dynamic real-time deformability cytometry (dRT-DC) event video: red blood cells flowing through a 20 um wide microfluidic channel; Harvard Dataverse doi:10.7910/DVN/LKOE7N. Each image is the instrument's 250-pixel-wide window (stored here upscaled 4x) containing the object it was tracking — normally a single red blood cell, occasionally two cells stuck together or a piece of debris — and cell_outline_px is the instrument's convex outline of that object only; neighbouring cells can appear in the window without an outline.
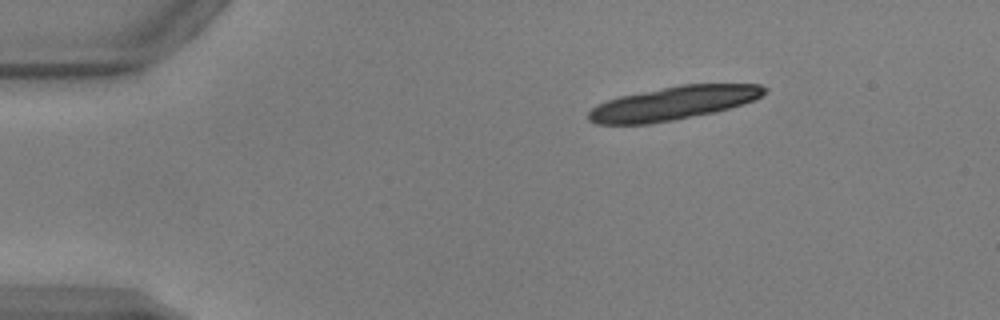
{"species": "common noctule bat (a hibernating species)", "species_latin": "Nyctalus noctula", "temperature_condition": "warm", "stored_images_in_passage": 11, "camera_frame_rate_fps": 3000, "um_per_image_px": 0.085, "animal": {"sex": "male", "body_mass_g": 17.9, "forearm_length_mm": 54.2}, "frame": {"image": 1, "passage_image": 1, "time_ms": 0.0, "image_size_px": [1000, 320], "cell_outline_px": [[768, 92], [756, 100], [716, 112], [676, 120], [648, 124], [596, 124], [588, 120], [588, 112], [592, 108], [608, 100], [620, 96], [680, 84], [760, 84], [768, 88]], "centroid_in_image_um": [57.29, 8.77], "position_along_channel_um": 27.7, "area_um2": 34.56}}